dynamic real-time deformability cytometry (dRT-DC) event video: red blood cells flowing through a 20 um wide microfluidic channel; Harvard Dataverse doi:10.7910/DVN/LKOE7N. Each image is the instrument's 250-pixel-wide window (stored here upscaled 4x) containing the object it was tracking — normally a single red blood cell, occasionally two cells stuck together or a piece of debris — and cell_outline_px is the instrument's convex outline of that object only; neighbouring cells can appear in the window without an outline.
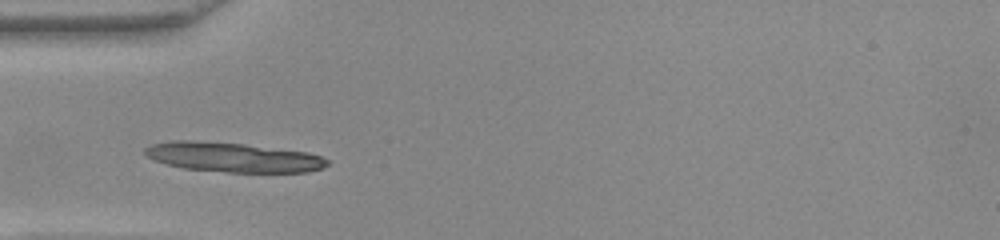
{"species": "common noctule bat (a hibernating species)", "species_latin": "Nyctalus noctula", "temperature_condition": "warm", "stored_images_in_passage": 44, "camera_frame_rate_fps": 3000, "um_per_image_px": 0.085, "animal": {"sex": "female", "body_mass_g": 22.0, "forearm_length_mm": 56.7}, "frame": {"image": 1, "passage_image": 10, "time_ms": 3.0, "image_size_px": [1000, 240], "cell_outline_px": [[328, 164], [320, 168], [308, 172], [224, 172], [184, 168], [168, 164], [156, 160], [148, 156], [144, 152], [144, 148], [152, 144], [172, 140], [188, 140], [244, 144], [308, 152], [320, 156], [328, 160]], "centroid_in_image_um": [19.81, 13.36], "position_along_channel_um": 65.2, "area_um2": 31.15}}
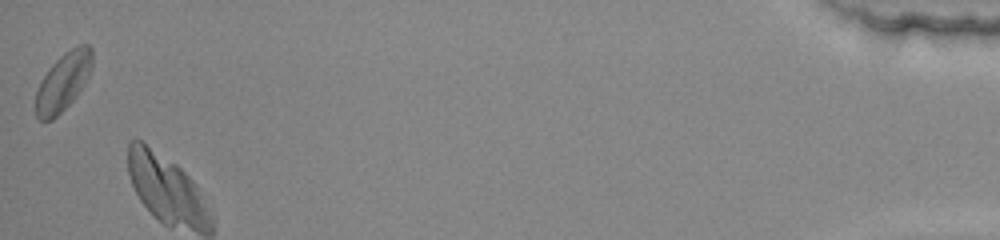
{"frame": {"image": 2, "passage_image": 44, "time_ms": 14.333, "image_size_px": [1000, 240], "cell_outline_px": [[92, 64], [84, 84], [76, 96], [52, 120], [40, 120], [36, 116], [36, 92], [40, 80], [48, 68], [64, 52], [76, 44], [88, 44], [92, 48]], "centroid_in_image_um": [5.36, 6.91], "position_along_channel_um": 429.8, "area_um2": 19.02}}